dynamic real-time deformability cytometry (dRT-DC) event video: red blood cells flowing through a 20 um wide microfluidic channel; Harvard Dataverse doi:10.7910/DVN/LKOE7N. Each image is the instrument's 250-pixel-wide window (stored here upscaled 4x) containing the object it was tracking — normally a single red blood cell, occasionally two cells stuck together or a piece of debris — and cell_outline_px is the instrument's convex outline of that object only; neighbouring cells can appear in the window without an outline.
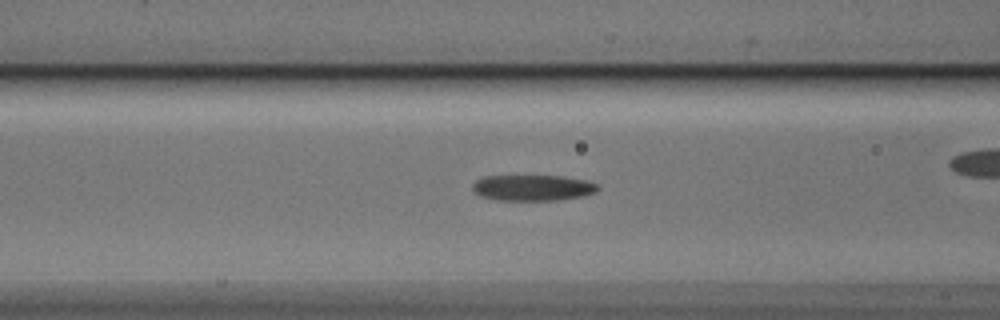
{"species": "Egyptian fruit bat (a non-hibernating species)", "species_latin": "Rousettus aegyptiacus", "temperature_condition": "cold", "stored_images_in_passage": 42, "camera_frame_rate_fps": 3000, "um_per_image_px": 0.085, "animal": {"sex": "male"}, "frame": {"image": 1, "passage_image": 10, "time_ms": 3.0, "image_size_px": [1000, 320], "cell_outline_px": [[600, 188], [596, 192], [584, 196], [560, 200], [496, 200], [480, 196], [472, 188], [472, 184], [476, 180], [484, 176], [560, 176], [584, 180], [596, 184]], "centroid_in_image_um": [45.28, 15.97], "position_along_channel_um": 121.3, "area_um2": 18.9}}
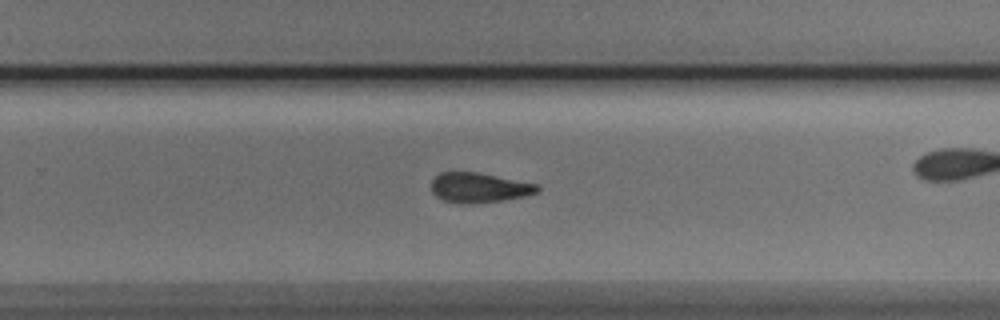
{"frame": {"image": 2, "passage_image": 23, "time_ms": 7.333, "image_size_px": [1000, 320], "cell_outline_px": [[540, 192], [528, 196], [504, 200], [472, 204], [460, 204], [444, 200], [436, 196], [432, 192], [432, 180], [440, 172], [476, 172], [540, 184]], "centroid_in_image_um": [40.78, 15.96], "position_along_channel_um": 289.0, "area_um2": 18.73}}
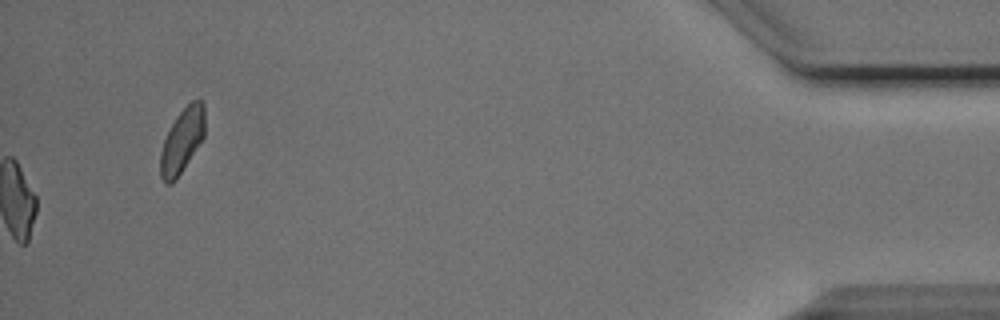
{"frame": {"image": 3, "passage_image": 42, "time_ms": 13.667, "image_size_px": [1000, 320], "cell_outline_px": [[204, 136], [176, 180], [172, 184], [168, 184], [160, 176], [160, 152], [164, 140], [176, 116], [192, 100], [204, 100]], "centroid_in_image_um": [15.47, 11.95], "position_along_channel_um": 419.7, "area_um2": 16.47}, "authors_computed_cell_mechanics": {"area_um2": 19.1607, "velocity_mm_per_s": 3.8738, "shape_relaxation_time_tau1_ms": 4.5063, "shape_relaxation_time_tau2_ms": 2.6748, "deformation_change_tau1": 0.1495, "deformation_change_tau2": 0.1084}}